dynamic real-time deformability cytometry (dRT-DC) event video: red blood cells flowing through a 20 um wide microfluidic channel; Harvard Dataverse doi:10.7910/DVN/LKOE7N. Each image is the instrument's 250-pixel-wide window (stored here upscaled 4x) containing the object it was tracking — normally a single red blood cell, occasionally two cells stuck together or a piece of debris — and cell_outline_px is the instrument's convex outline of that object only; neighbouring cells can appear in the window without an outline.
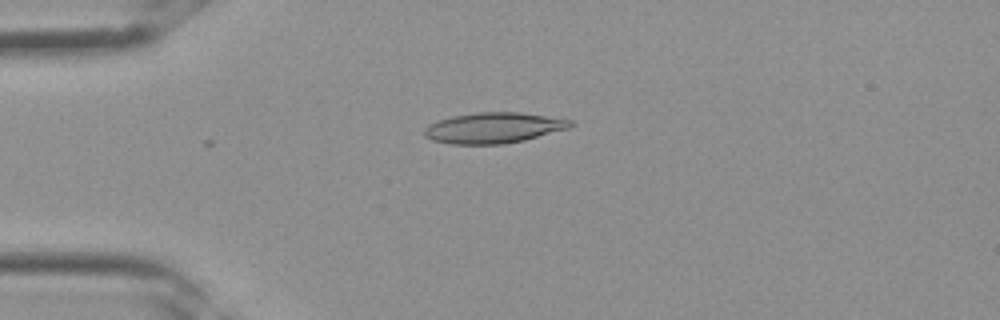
{"species": "Egyptian fruit bat (a non-hibernating species)", "species_latin": "Rousettus aegyptiacus", "temperature_condition": "room temperature", "stored_images_in_passage": 3, "camera_frame_rate_fps": 3000, "um_per_image_px": 0.085, "frame": {"image": 1, "passage_image": 3, "time_ms": 0.667, "image_size_px": [1000, 320], "cell_outline_px": [[576, 124], [568, 128], [524, 140], [504, 144], [448, 144], [432, 140], [424, 136], [424, 128], [428, 124], [452, 116], [476, 112], [520, 112], [572, 120]], "centroid_in_image_um": [41.93, 10.87], "position_along_channel_um": 43.1, "area_um2": 26.13}}